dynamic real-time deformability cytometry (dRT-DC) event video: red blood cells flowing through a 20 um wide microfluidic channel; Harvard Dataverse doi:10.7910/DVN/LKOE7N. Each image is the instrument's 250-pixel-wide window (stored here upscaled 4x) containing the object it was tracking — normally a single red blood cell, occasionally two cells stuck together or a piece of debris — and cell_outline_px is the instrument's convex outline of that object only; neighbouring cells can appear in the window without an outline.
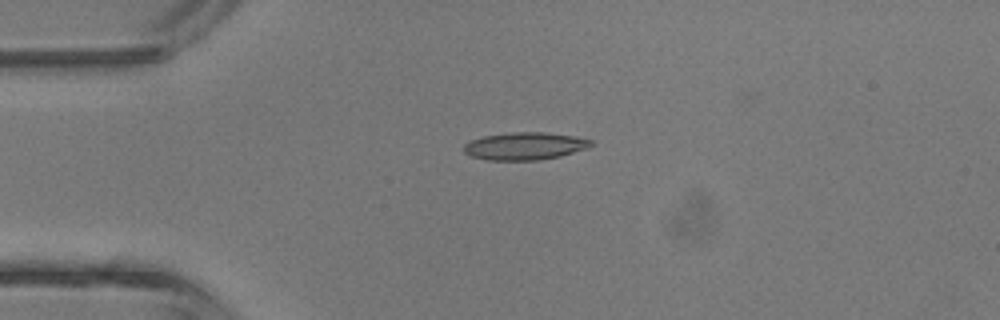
{"species": "common noctule bat (a hibernating species)", "species_latin": "Nyctalus noctula", "temperature_condition": "room temperature", "stored_images_in_passage": 4, "camera_frame_rate_fps": 3000, "um_per_image_px": 0.085, "animal": {"sex": "male", "body_mass_g": 13.3}, "frame": {"image": 1, "passage_image": 3, "time_ms": 2.333, "image_size_px": [1000, 320], "cell_outline_px": [[592, 144], [584, 148], [560, 156], [540, 160], [488, 160], [472, 156], [464, 152], [464, 144], [472, 140], [484, 136], [512, 132], [544, 132], [572, 136], [592, 140]], "centroid_in_image_um": [44.57, 12.41], "position_along_channel_um": 40.4, "area_um2": 20.06}}